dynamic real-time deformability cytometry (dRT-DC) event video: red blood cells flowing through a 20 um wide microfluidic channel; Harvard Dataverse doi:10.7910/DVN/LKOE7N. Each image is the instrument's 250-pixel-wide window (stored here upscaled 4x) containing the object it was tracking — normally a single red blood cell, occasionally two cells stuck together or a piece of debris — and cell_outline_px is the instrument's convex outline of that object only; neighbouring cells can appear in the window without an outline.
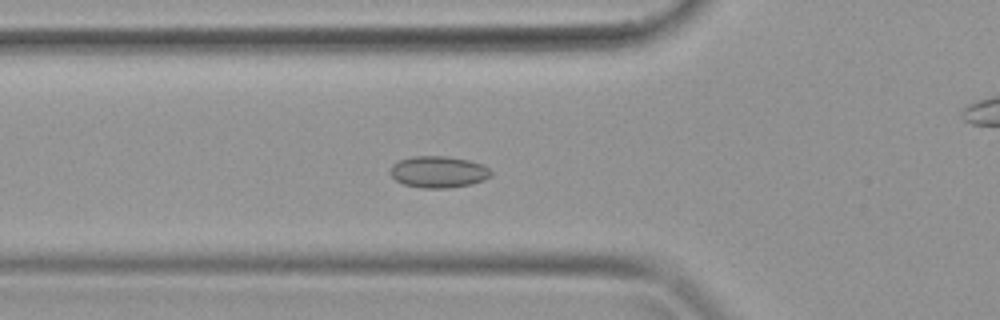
{"species": "common noctule bat (a hibernating species)", "species_latin": "Nyctalus noctula", "temperature_condition": "warm", "stored_images_in_passage": 33, "camera_frame_rate_fps": 3000, "um_per_image_px": 0.085, "animal": {"sex": "female", "body_mass_g": 19.9}, "frame": {"image": 1, "passage_image": 7, "time_ms": 2.0, "image_size_px": [1000, 320], "cell_outline_px": [[492, 172], [484, 180], [472, 184], [444, 188], [424, 188], [404, 184], [396, 180], [388, 172], [392, 164], [400, 160], [412, 156], [448, 156], [468, 160], [480, 164], [488, 168]], "centroid_in_image_um": [37.23, 14.6], "position_along_channel_um": 88.6, "area_um2": 18.44}}
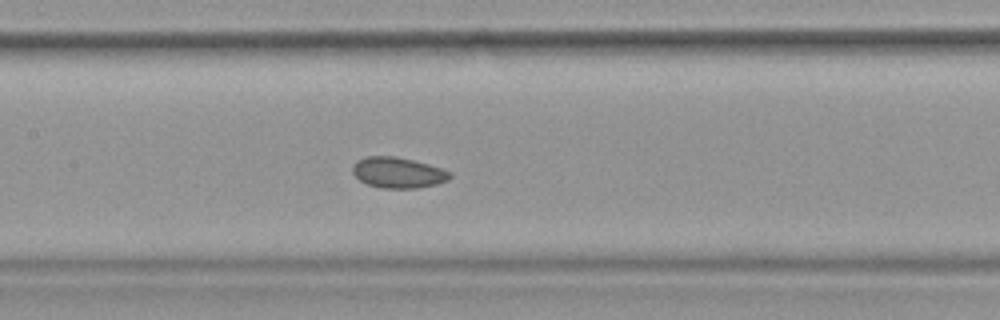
{"frame": {"image": 2, "passage_image": 12, "time_ms": 3.667, "image_size_px": [1000, 320], "cell_outline_px": [[452, 176], [448, 180], [436, 184], [416, 188], [380, 188], [368, 184], [360, 180], [352, 172], [352, 164], [356, 160], [364, 156], [396, 156], [428, 164], [452, 172]], "centroid_in_image_um": [33.81, 14.66], "position_along_channel_um": 173.6, "area_um2": 17.51}}
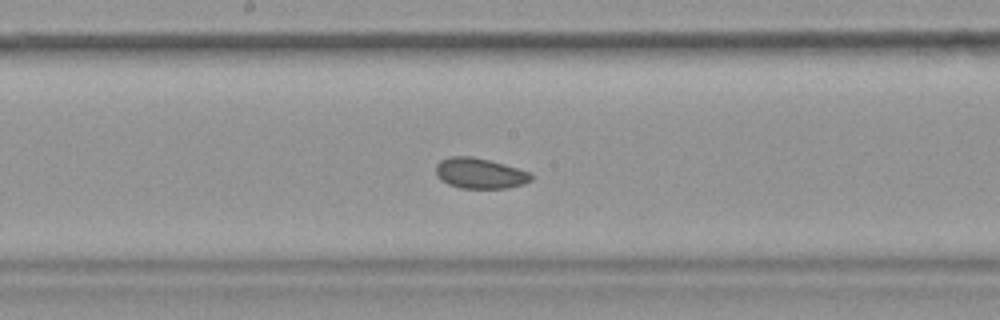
{"frame": {"image": 3, "passage_image": 14, "time_ms": 4.333, "image_size_px": [1000, 320], "cell_outline_px": [[532, 180], [524, 184], [508, 188], [460, 188], [448, 184], [440, 180], [436, 176], [436, 164], [440, 160], [448, 156], [472, 156], [504, 164], [532, 172]], "centroid_in_image_um": [40.78, 14.73], "position_along_channel_um": 207.4, "area_um2": 17.17}}